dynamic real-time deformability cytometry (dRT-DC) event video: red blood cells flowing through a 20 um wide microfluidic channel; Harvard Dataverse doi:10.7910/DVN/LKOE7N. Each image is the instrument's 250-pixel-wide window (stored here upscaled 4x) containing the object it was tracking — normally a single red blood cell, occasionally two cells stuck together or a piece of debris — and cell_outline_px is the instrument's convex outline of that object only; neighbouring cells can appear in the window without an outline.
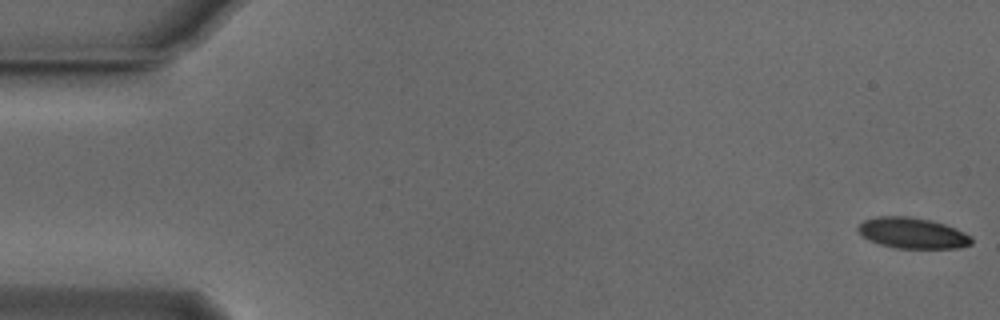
{"species": "Egyptian fruit bat (a non-hibernating species)", "species_latin": "Rousettus aegyptiacus", "temperature_condition": "cold", "stored_images_in_passage": 10, "camera_frame_rate_fps": 3000, "um_per_image_px": 0.085, "animal": {"sex": "male"}, "frame": {"image": 1, "passage_image": 1, "time_ms": 0.0, "image_size_px": [1000, 320], "cell_outline_px": [[972, 244], [960, 248], [896, 248], [880, 244], [868, 240], [856, 228], [864, 220], [876, 216], [912, 216], [932, 220], [944, 224], [972, 236]], "centroid_in_image_um": [77.56, 19.8], "position_along_channel_um": 7.4, "area_um2": 20.4}}